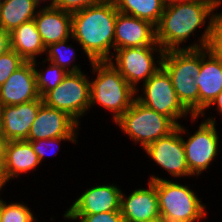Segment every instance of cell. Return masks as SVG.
Listing matches in <instances>:
<instances>
[{
    "label": "cell",
    "mask_w": 222,
    "mask_h": 222,
    "mask_svg": "<svg viewBox=\"0 0 222 222\" xmlns=\"http://www.w3.org/2000/svg\"><path fill=\"white\" fill-rule=\"evenodd\" d=\"M221 4V0H187L165 5L163 14L156 28V42L164 51L179 49H202L209 46L212 24L216 14H211ZM209 25L200 37L199 44L180 48L194 31L206 23Z\"/></svg>",
    "instance_id": "obj_1"
},
{
    "label": "cell",
    "mask_w": 222,
    "mask_h": 222,
    "mask_svg": "<svg viewBox=\"0 0 222 222\" xmlns=\"http://www.w3.org/2000/svg\"><path fill=\"white\" fill-rule=\"evenodd\" d=\"M118 9L113 0H103L72 12V38L79 42L89 61H112Z\"/></svg>",
    "instance_id": "obj_2"
},
{
    "label": "cell",
    "mask_w": 222,
    "mask_h": 222,
    "mask_svg": "<svg viewBox=\"0 0 222 222\" xmlns=\"http://www.w3.org/2000/svg\"><path fill=\"white\" fill-rule=\"evenodd\" d=\"M161 66L172 80L178 100L191 113L192 120L199 117V88L196 78L201 67V49L164 51Z\"/></svg>",
    "instance_id": "obj_3"
},
{
    "label": "cell",
    "mask_w": 222,
    "mask_h": 222,
    "mask_svg": "<svg viewBox=\"0 0 222 222\" xmlns=\"http://www.w3.org/2000/svg\"><path fill=\"white\" fill-rule=\"evenodd\" d=\"M91 65L97 77L90 81V106L97 103L112 111L115 122L132 105L137 92L110 61H92Z\"/></svg>",
    "instance_id": "obj_4"
},
{
    "label": "cell",
    "mask_w": 222,
    "mask_h": 222,
    "mask_svg": "<svg viewBox=\"0 0 222 222\" xmlns=\"http://www.w3.org/2000/svg\"><path fill=\"white\" fill-rule=\"evenodd\" d=\"M150 181L156 187L162 222H195L206 217L205 205L188 186L155 175Z\"/></svg>",
    "instance_id": "obj_5"
},
{
    "label": "cell",
    "mask_w": 222,
    "mask_h": 222,
    "mask_svg": "<svg viewBox=\"0 0 222 222\" xmlns=\"http://www.w3.org/2000/svg\"><path fill=\"white\" fill-rule=\"evenodd\" d=\"M132 140L144 149L150 143L172 132L177 125L167 116L144 106L137 99L116 121Z\"/></svg>",
    "instance_id": "obj_6"
},
{
    "label": "cell",
    "mask_w": 222,
    "mask_h": 222,
    "mask_svg": "<svg viewBox=\"0 0 222 222\" xmlns=\"http://www.w3.org/2000/svg\"><path fill=\"white\" fill-rule=\"evenodd\" d=\"M90 96V80L80 71L68 73L62 82L48 91L42 99L46 106L66 112L79 124L78 118L91 108Z\"/></svg>",
    "instance_id": "obj_7"
},
{
    "label": "cell",
    "mask_w": 222,
    "mask_h": 222,
    "mask_svg": "<svg viewBox=\"0 0 222 222\" xmlns=\"http://www.w3.org/2000/svg\"><path fill=\"white\" fill-rule=\"evenodd\" d=\"M144 96L135 97L144 106L169 117L177 126L182 116L190 113L178 100L167 71L161 68L143 83Z\"/></svg>",
    "instance_id": "obj_8"
},
{
    "label": "cell",
    "mask_w": 222,
    "mask_h": 222,
    "mask_svg": "<svg viewBox=\"0 0 222 222\" xmlns=\"http://www.w3.org/2000/svg\"><path fill=\"white\" fill-rule=\"evenodd\" d=\"M115 63L110 61L120 72L122 77L137 91L136 85L143 79L144 83L160 68L164 50L160 45L144 47H127L117 49ZM153 51L159 52V59L155 64ZM115 64V65H114ZM160 65V66H159Z\"/></svg>",
    "instance_id": "obj_9"
},
{
    "label": "cell",
    "mask_w": 222,
    "mask_h": 222,
    "mask_svg": "<svg viewBox=\"0 0 222 222\" xmlns=\"http://www.w3.org/2000/svg\"><path fill=\"white\" fill-rule=\"evenodd\" d=\"M219 137L215 128V120L211 117L199 125V129L190 135L188 140L182 138L186 162L193 175L206 170L214 160L218 151Z\"/></svg>",
    "instance_id": "obj_10"
},
{
    "label": "cell",
    "mask_w": 222,
    "mask_h": 222,
    "mask_svg": "<svg viewBox=\"0 0 222 222\" xmlns=\"http://www.w3.org/2000/svg\"><path fill=\"white\" fill-rule=\"evenodd\" d=\"M185 131L179 124L172 132L144 148L148 156L174 177L193 175L186 162L185 149L180 135Z\"/></svg>",
    "instance_id": "obj_11"
},
{
    "label": "cell",
    "mask_w": 222,
    "mask_h": 222,
    "mask_svg": "<svg viewBox=\"0 0 222 222\" xmlns=\"http://www.w3.org/2000/svg\"><path fill=\"white\" fill-rule=\"evenodd\" d=\"M78 125L66 112L50 108L43 103L39 107L26 141L76 137Z\"/></svg>",
    "instance_id": "obj_12"
},
{
    "label": "cell",
    "mask_w": 222,
    "mask_h": 222,
    "mask_svg": "<svg viewBox=\"0 0 222 222\" xmlns=\"http://www.w3.org/2000/svg\"><path fill=\"white\" fill-rule=\"evenodd\" d=\"M156 28L150 22L118 12L114 50L127 47L156 46Z\"/></svg>",
    "instance_id": "obj_13"
},
{
    "label": "cell",
    "mask_w": 222,
    "mask_h": 222,
    "mask_svg": "<svg viewBox=\"0 0 222 222\" xmlns=\"http://www.w3.org/2000/svg\"><path fill=\"white\" fill-rule=\"evenodd\" d=\"M43 99H35L17 105L0 106L4 143L27 140L30 128Z\"/></svg>",
    "instance_id": "obj_14"
},
{
    "label": "cell",
    "mask_w": 222,
    "mask_h": 222,
    "mask_svg": "<svg viewBox=\"0 0 222 222\" xmlns=\"http://www.w3.org/2000/svg\"><path fill=\"white\" fill-rule=\"evenodd\" d=\"M42 99L37 90L33 61H26L0 87V106Z\"/></svg>",
    "instance_id": "obj_15"
},
{
    "label": "cell",
    "mask_w": 222,
    "mask_h": 222,
    "mask_svg": "<svg viewBox=\"0 0 222 222\" xmlns=\"http://www.w3.org/2000/svg\"><path fill=\"white\" fill-rule=\"evenodd\" d=\"M120 210L124 222L161 221L158 196L153 181L148 189H136L128 197L121 193Z\"/></svg>",
    "instance_id": "obj_16"
},
{
    "label": "cell",
    "mask_w": 222,
    "mask_h": 222,
    "mask_svg": "<svg viewBox=\"0 0 222 222\" xmlns=\"http://www.w3.org/2000/svg\"><path fill=\"white\" fill-rule=\"evenodd\" d=\"M122 191L115 185H99L86 190L64 215H87L120 210Z\"/></svg>",
    "instance_id": "obj_17"
},
{
    "label": "cell",
    "mask_w": 222,
    "mask_h": 222,
    "mask_svg": "<svg viewBox=\"0 0 222 222\" xmlns=\"http://www.w3.org/2000/svg\"><path fill=\"white\" fill-rule=\"evenodd\" d=\"M196 85L199 88V115L203 116L206 108L222 92V60L208 47L201 49V67Z\"/></svg>",
    "instance_id": "obj_18"
},
{
    "label": "cell",
    "mask_w": 222,
    "mask_h": 222,
    "mask_svg": "<svg viewBox=\"0 0 222 222\" xmlns=\"http://www.w3.org/2000/svg\"><path fill=\"white\" fill-rule=\"evenodd\" d=\"M34 22L45 47L72 35V12L48 5L37 11Z\"/></svg>",
    "instance_id": "obj_19"
},
{
    "label": "cell",
    "mask_w": 222,
    "mask_h": 222,
    "mask_svg": "<svg viewBox=\"0 0 222 222\" xmlns=\"http://www.w3.org/2000/svg\"><path fill=\"white\" fill-rule=\"evenodd\" d=\"M41 162L29 141H6L2 152V173L5 183L21 173L34 169Z\"/></svg>",
    "instance_id": "obj_20"
},
{
    "label": "cell",
    "mask_w": 222,
    "mask_h": 222,
    "mask_svg": "<svg viewBox=\"0 0 222 222\" xmlns=\"http://www.w3.org/2000/svg\"><path fill=\"white\" fill-rule=\"evenodd\" d=\"M10 48L25 61H34L37 55L44 54L46 47L39 34L34 19L22 23L9 33Z\"/></svg>",
    "instance_id": "obj_21"
},
{
    "label": "cell",
    "mask_w": 222,
    "mask_h": 222,
    "mask_svg": "<svg viewBox=\"0 0 222 222\" xmlns=\"http://www.w3.org/2000/svg\"><path fill=\"white\" fill-rule=\"evenodd\" d=\"M37 0H5L2 1L0 27L11 32L22 23L33 20L36 16Z\"/></svg>",
    "instance_id": "obj_22"
},
{
    "label": "cell",
    "mask_w": 222,
    "mask_h": 222,
    "mask_svg": "<svg viewBox=\"0 0 222 222\" xmlns=\"http://www.w3.org/2000/svg\"><path fill=\"white\" fill-rule=\"evenodd\" d=\"M118 12L158 25L165 9L163 0H113Z\"/></svg>",
    "instance_id": "obj_23"
},
{
    "label": "cell",
    "mask_w": 222,
    "mask_h": 222,
    "mask_svg": "<svg viewBox=\"0 0 222 222\" xmlns=\"http://www.w3.org/2000/svg\"><path fill=\"white\" fill-rule=\"evenodd\" d=\"M68 40L69 39L59 41L57 43L50 44L48 47H46V53L48 54V56L45 61L52 62L55 65H58L59 67L67 71V73L80 72L81 70L79 69L78 65L72 64V67L70 69L68 67L73 61V59L71 60V58L73 57V55L71 57V53L73 52L74 54V60L76 54L74 53V50L71 51L72 48L71 45L70 46L66 45ZM69 51H71V53ZM65 53L68 54L65 55Z\"/></svg>",
    "instance_id": "obj_24"
},
{
    "label": "cell",
    "mask_w": 222,
    "mask_h": 222,
    "mask_svg": "<svg viewBox=\"0 0 222 222\" xmlns=\"http://www.w3.org/2000/svg\"><path fill=\"white\" fill-rule=\"evenodd\" d=\"M51 66H47L46 73L39 72L36 67V59L33 61L36 74L37 90L42 98L48 91L56 88L68 74L67 71L50 62Z\"/></svg>",
    "instance_id": "obj_25"
},
{
    "label": "cell",
    "mask_w": 222,
    "mask_h": 222,
    "mask_svg": "<svg viewBox=\"0 0 222 222\" xmlns=\"http://www.w3.org/2000/svg\"><path fill=\"white\" fill-rule=\"evenodd\" d=\"M1 222H36L31 210L21 203L7 204L0 199Z\"/></svg>",
    "instance_id": "obj_26"
},
{
    "label": "cell",
    "mask_w": 222,
    "mask_h": 222,
    "mask_svg": "<svg viewBox=\"0 0 222 222\" xmlns=\"http://www.w3.org/2000/svg\"><path fill=\"white\" fill-rule=\"evenodd\" d=\"M26 61L11 48L0 55V87Z\"/></svg>",
    "instance_id": "obj_27"
},
{
    "label": "cell",
    "mask_w": 222,
    "mask_h": 222,
    "mask_svg": "<svg viewBox=\"0 0 222 222\" xmlns=\"http://www.w3.org/2000/svg\"><path fill=\"white\" fill-rule=\"evenodd\" d=\"M66 219L80 220V222H124L121 210L87 215H64Z\"/></svg>",
    "instance_id": "obj_28"
},
{
    "label": "cell",
    "mask_w": 222,
    "mask_h": 222,
    "mask_svg": "<svg viewBox=\"0 0 222 222\" xmlns=\"http://www.w3.org/2000/svg\"><path fill=\"white\" fill-rule=\"evenodd\" d=\"M208 48L222 60V13H217L214 18L212 35Z\"/></svg>",
    "instance_id": "obj_29"
},
{
    "label": "cell",
    "mask_w": 222,
    "mask_h": 222,
    "mask_svg": "<svg viewBox=\"0 0 222 222\" xmlns=\"http://www.w3.org/2000/svg\"><path fill=\"white\" fill-rule=\"evenodd\" d=\"M101 1L103 0H53V3H51L50 6L69 12H74Z\"/></svg>",
    "instance_id": "obj_30"
},
{
    "label": "cell",
    "mask_w": 222,
    "mask_h": 222,
    "mask_svg": "<svg viewBox=\"0 0 222 222\" xmlns=\"http://www.w3.org/2000/svg\"><path fill=\"white\" fill-rule=\"evenodd\" d=\"M62 140H69L70 142H77L76 137H57V138H49V139H44V140H34V141H29L33 147L34 152L37 154L39 161L42 162L43 158L46 155V149L48 147L54 146L53 144H59L60 141ZM44 147V148H43ZM55 147V146H54ZM48 155V154H47Z\"/></svg>",
    "instance_id": "obj_31"
},
{
    "label": "cell",
    "mask_w": 222,
    "mask_h": 222,
    "mask_svg": "<svg viewBox=\"0 0 222 222\" xmlns=\"http://www.w3.org/2000/svg\"><path fill=\"white\" fill-rule=\"evenodd\" d=\"M10 49L9 32L0 27V55Z\"/></svg>",
    "instance_id": "obj_32"
},
{
    "label": "cell",
    "mask_w": 222,
    "mask_h": 222,
    "mask_svg": "<svg viewBox=\"0 0 222 222\" xmlns=\"http://www.w3.org/2000/svg\"><path fill=\"white\" fill-rule=\"evenodd\" d=\"M217 105V109H218V112L222 113V92L219 93L217 95V97L214 99V101L208 106L210 108V106H213V105Z\"/></svg>",
    "instance_id": "obj_33"
},
{
    "label": "cell",
    "mask_w": 222,
    "mask_h": 222,
    "mask_svg": "<svg viewBox=\"0 0 222 222\" xmlns=\"http://www.w3.org/2000/svg\"><path fill=\"white\" fill-rule=\"evenodd\" d=\"M0 139L4 142L3 123H2V118H1V112H0Z\"/></svg>",
    "instance_id": "obj_34"
},
{
    "label": "cell",
    "mask_w": 222,
    "mask_h": 222,
    "mask_svg": "<svg viewBox=\"0 0 222 222\" xmlns=\"http://www.w3.org/2000/svg\"><path fill=\"white\" fill-rule=\"evenodd\" d=\"M163 1H164L165 5H169L171 3L187 1V0H163Z\"/></svg>",
    "instance_id": "obj_35"
},
{
    "label": "cell",
    "mask_w": 222,
    "mask_h": 222,
    "mask_svg": "<svg viewBox=\"0 0 222 222\" xmlns=\"http://www.w3.org/2000/svg\"><path fill=\"white\" fill-rule=\"evenodd\" d=\"M5 181H4V177L3 175H0V189H2V187L5 185ZM1 191V190H0Z\"/></svg>",
    "instance_id": "obj_36"
},
{
    "label": "cell",
    "mask_w": 222,
    "mask_h": 222,
    "mask_svg": "<svg viewBox=\"0 0 222 222\" xmlns=\"http://www.w3.org/2000/svg\"><path fill=\"white\" fill-rule=\"evenodd\" d=\"M4 142L0 139V156H2Z\"/></svg>",
    "instance_id": "obj_37"
},
{
    "label": "cell",
    "mask_w": 222,
    "mask_h": 222,
    "mask_svg": "<svg viewBox=\"0 0 222 222\" xmlns=\"http://www.w3.org/2000/svg\"><path fill=\"white\" fill-rule=\"evenodd\" d=\"M0 175H3V173H2V156H0Z\"/></svg>",
    "instance_id": "obj_38"
},
{
    "label": "cell",
    "mask_w": 222,
    "mask_h": 222,
    "mask_svg": "<svg viewBox=\"0 0 222 222\" xmlns=\"http://www.w3.org/2000/svg\"><path fill=\"white\" fill-rule=\"evenodd\" d=\"M1 5H2V0H0V13H1Z\"/></svg>",
    "instance_id": "obj_39"
},
{
    "label": "cell",
    "mask_w": 222,
    "mask_h": 222,
    "mask_svg": "<svg viewBox=\"0 0 222 222\" xmlns=\"http://www.w3.org/2000/svg\"><path fill=\"white\" fill-rule=\"evenodd\" d=\"M39 3L42 2V0H37ZM45 1V0H44ZM51 3H53V0H51Z\"/></svg>",
    "instance_id": "obj_40"
}]
</instances>
